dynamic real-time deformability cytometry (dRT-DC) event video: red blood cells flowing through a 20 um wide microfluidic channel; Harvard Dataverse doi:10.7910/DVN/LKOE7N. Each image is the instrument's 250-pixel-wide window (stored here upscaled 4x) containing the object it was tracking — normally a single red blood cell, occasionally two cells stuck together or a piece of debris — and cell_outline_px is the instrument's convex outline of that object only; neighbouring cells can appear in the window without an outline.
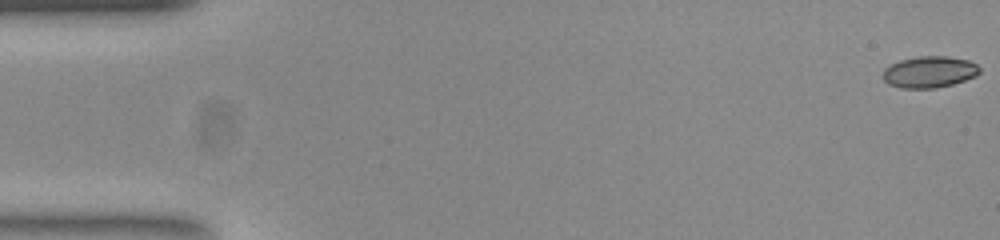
{"species": "common noctule bat (a hibernating species)", "species_latin": "Nyctalus noctula", "temperature_condition": "room temperature", "stored_images_in_passage": 53, "camera_frame_rate_fps": 3000, "um_per_image_px": 0.085, "animal": {"sex": "female", "body_mass_g": 23.0, "forearm_length_mm": 53.4}, "frame": {"image": 1, "passage_image": 1, "time_ms": 0.0, "image_size_px": [1000, 240], "cell_outline_px": [[980, 72], [976, 76], [952, 84], [936, 88], [900, 88], [888, 84], [884, 80], [884, 68], [900, 60], [916, 56], [948, 56], [968, 60], [976, 64], [980, 68]], "centroid_in_image_um": [79.0, 6.11], "position_along_channel_um": 6.0, "area_um2": 17.74}}
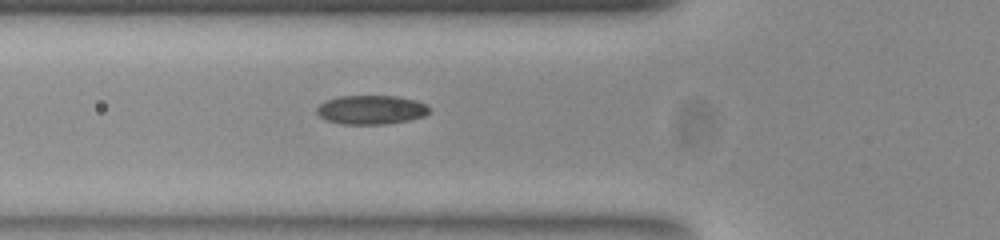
{"frame": {"image": 2, "passage_image": 19, "time_ms": 6.0, "image_size_px": [1000, 240], "cell_outline_px": [[432, 108], [424, 116], [408, 120], [384, 124], [340, 124], [328, 120], [320, 116], [316, 112], [316, 108], [324, 100], [340, 96], [396, 96], [416, 100], [428, 104]], "centroid_in_image_um": [31.56, 9.32], "position_along_channel_um": 94.2, "area_um2": 19.13}}
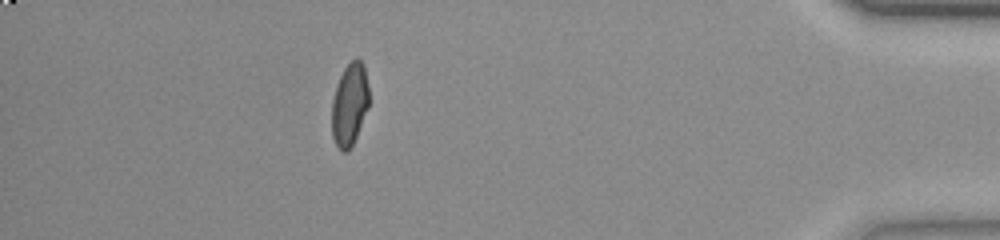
{"frame": {"image": 3, "passage_image": 47, "time_ms": 15.333, "image_size_px": [1000, 240], "cell_outline_px": [[368, 108], [356, 136], [348, 152], [340, 152], [332, 136], [332, 100], [336, 84], [344, 68], [356, 56], [364, 64], [368, 88]], "centroid_in_image_um": [29.7, 8.87], "position_along_channel_um": 405.5, "area_um2": 17.92}, "authors_computed_cell_mechanics": {"area_um2": 18.4382, "velocity_mm_per_s": 3.9072, "shape_relaxation_time_tau1_ms": null, "shape_relaxation_time_tau2_ms": 1.4175, "deformation_change_tau1": null, "deformation_change_tau2": 0.0518}}